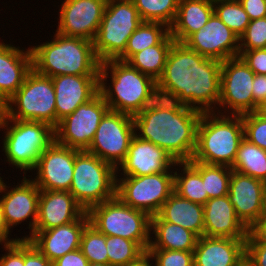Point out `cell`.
I'll return each mask as SVG.
<instances>
[{
	"mask_svg": "<svg viewBox=\"0 0 266 266\" xmlns=\"http://www.w3.org/2000/svg\"><path fill=\"white\" fill-rule=\"evenodd\" d=\"M175 42L170 33L158 44L135 53L127 62L156 82L161 77L168 53Z\"/></svg>",
	"mask_w": 266,
	"mask_h": 266,
	"instance_id": "obj_30",
	"label": "cell"
},
{
	"mask_svg": "<svg viewBox=\"0 0 266 266\" xmlns=\"http://www.w3.org/2000/svg\"><path fill=\"white\" fill-rule=\"evenodd\" d=\"M250 20L266 17V0H239Z\"/></svg>",
	"mask_w": 266,
	"mask_h": 266,
	"instance_id": "obj_48",
	"label": "cell"
},
{
	"mask_svg": "<svg viewBox=\"0 0 266 266\" xmlns=\"http://www.w3.org/2000/svg\"><path fill=\"white\" fill-rule=\"evenodd\" d=\"M152 261V262H151ZM151 262V263H150ZM153 260L149 258V256L146 254L140 261H138L135 264L129 265V266H154L152 265Z\"/></svg>",
	"mask_w": 266,
	"mask_h": 266,
	"instance_id": "obj_51",
	"label": "cell"
},
{
	"mask_svg": "<svg viewBox=\"0 0 266 266\" xmlns=\"http://www.w3.org/2000/svg\"><path fill=\"white\" fill-rule=\"evenodd\" d=\"M243 139L242 115L202 112L191 161L231 167Z\"/></svg>",
	"mask_w": 266,
	"mask_h": 266,
	"instance_id": "obj_5",
	"label": "cell"
},
{
	"mask_svg": "<svg viewBox=\"0 0 266 266\" xmlns=\"http://www.w3.org/2000/svg\"><path fill=\"white\" fill-rule=\"evenodd\" d=\"M175 163L176 161L165 150L152 142L134 136L125 160L119 165L120 168H117V174L121 170V176L162 173L174 168Z\"/></svg>",
	"mask_w": 266,
	"mask_h": 266,
	"instance_id": "obj_21",
	"label": "cell"
},
{
	"mask_svg": "<svg viewBox=\"0 0 266 266\" xmlns=\"http://www.w3.org/2000/svg\"><path fill=\"white\" fill-rule=\"evenodd\" d=\"M147 255L155 266H194L193 251L148 249Z\"/></svg>",
	"mask_w": 266,
	"mask_h": 266,
	"instance_id": "obj_41",
	"label": "cell"
},
{
	"mask_svg": "<svg viewBox=\"0 0 266 266\" xmlns=\"http://www.w3.org/2000/svg\"><path fill=\"white\" fill-rule=\"evenodd\" d=\"M89 223L106 236L137 242L146 252L151 240V217L123 203L117 196L87 211Z\"/></svg>",
	"mask_w": 266,
	"mask_h": 266,
	"instance_id": "obj_8",
	"label": "cell"
},
{
	"mask_svg": "<svg viewBox=\"0 0 266 266\" xmlns=\"http://www.w3.org/2000/svg\"><path fill=\"white\" fill-rule=\"evenodd\" d=\"M88 264L80 248L53 261V266H88Z\"/></svg>",
	"mask_w": 266,
	"mask_h": 266,
	"instance_id": "obj_47",
	"label": "cell"
},
{
	"mask_svg": "<svg viewBox=\"0 0 266 266\" xmlns=\"http://www.w3.org/2000/svg\"><path fill=\"white\" fill-rule=\"evenodd\" d=\"M85 212L69 191L40 190L38 219L34 231L69 224Z\"/></svg>",
	"mask_w": 266,
	"mask_h": 266,
	"instance_id": "obj_23",
	"label": "cell"
},
{
	"mask_svg": "<svg viewBox=\"0 0 266 266\" xmlns=\"http://www.w3.org/2000/svg\"><path fill=\"white\" fill-rule=\"evenodd\" d=\"M4 112V103L0 100V115Z\"/></svg>",
	"mask_w": 266,
	"mask_h": 266,
	"instance_id": "obj_55",
	"label": "cell"
},
{
	"mask_svg": "<svg viewBox=\"0 0 266 266\" xmlns=\"http://www.w3.org/2000/svg\"><path fill=\"white\" fill-rule=\"evenodd\" d=\"M252 87L253 112L257 107L266 101V75L255 74Z\"/></svg>",
	"mask_w": 266,
	"mask_h": 266,
	"instance_id": "obj_46",
	"label": "cell"
},
{
	"mask_svg": "<svg viewBox=\"0 0 266 266\" xmlns=\"http://www.w3.org/2000/svg\"><path fill=\"white\" fill-rule=\"evenodd\" d=\"M246 256V239L201 236L193 251L194 266H238Z\"/></svg>",
	"mask_w": 266,
	"mask_h": 266,
	"instance_id": "obj_25",
	"label": "cell"
},
{
	"mask_svg": "<svg viewBox=\"0 0 266 266\" xmlns=\"http://www.w3.org/2000/svg\"><path fill=\"white\" fill-rule=\"evenodd\" d=\"M80 249L89 263L108 264L106 235L90 223L83 230Z\"/></svg>",
	"mask_w": 266,
	"mask_h": 266,
	"instance_id": "obj_38",
	"label": "cell"
},
{
	"mask_svg": "<svg viewBox=\"0 0 266 266\" xmlns=\"http://www.w3.org/2000/svg\"><path fill=\"white\" fill-rule=\"evenodd\" d=\"M214 14L213 0H179L176 18L169 27L176 42L183 43Z\"/></svg>",
	"mask_w": 266,
	"mask_h": 266,
	"instance_id": "obj_27",
	"label": "cell"
},
{
	"mask_svg": "<svg viewBox=\"0 0 266 266\" xmlns=\"http://www.w3.org/2000/svg\"><path fill=\"white\" fill-rule=\"evenodd\" d=\"M3 134V148L8 165L27 171L36 167L44 150L55 141V128L44 122L22 121L0 115V131ZM26 171V173H25Z\"/></svg>",
	"mask_w": 266,
	"mask_h": 266,
	"instance_id": "obj_6",
	"label": "cell"
},
{
	"mask_svg": "<svg viewBox=\"0 0 266 266\" xmlns=\"http://www.w3.org/2000/svg\"><path fill=\"white\" fill-rule=\"evenodd\" d=\"M106 247L110 266H129L147 254L137 242L120 236H106Z\"/></svg>",
	"mask_w": 266,
	"mask_h": 266,
	"instance_id": "obj_35",
	"label": "cell"
},
{
	"mask_svg": "<svg viewBox=\"0 0 266 266\" xmlns=\"http://www.w3.org/2000/svg\"><path fill=\"white\" fill-rule=\"evenodd\" d=\"M88 266H110L109 264L89 263Z\"/></svg>",
	"mask_w": 266,
	"mask_h": 266,
	"instance_id": "obj_54",
	"label": "cell"
},
{
	"mask_svg": "<svg viewBox=\"0 0 266 266\" xmlns=\"http://www.w3.org/2000/svg\"><path fill=\"white\" fill-rule=\"evenodd\" d=\"M221 62L174 42L157 81L159 97L201 112L219 110Z\"/></svg>",
	"mask_w": 266,
	"mask_h": 266,
	"instance_id": "obj_1",
	"label": "cell"
},
{
	"mask_svg": "<svg viewBox=\"0 0 266 266\" xmlns=\"http://www.w3.org/2000/svg\"><path fill=\"white\" fill-rule=\"evenodd\" d=\"M108 110V104L98 92L91 100L81 104L59 122L55 128V141L62 146L80 151L87 150L102 117Z\"/></svg>",
	"mask_w": 266,
	"mask_h": 266,
	"instance_id": "obj_14",
	"label": "cell"
},
{
	"mask_svg": "<svg viewBox=\"0 0 266 266\" xmlns=\"http://www.w3.org/2000/svg\"><path fill=\"white\" fill-rule=\"evenodd\" d=\"M246 257L256 266H266V242L259 240L251 231L246 238Z\"/></svg>",
	"mask_w": 266,
	"mask_h": 266,
	"instance_id": "obj_42",
	"label": "cell"
},
{
	"mask_svg": "<svg viewBox=\"0 0 266 266\" xmlns=\"http://www.w3.org/2000/svg\"><path fill=\"white\" fill-rule=\"evenodd\" d=\"M89 223L87 212L78 220L48 230L34 231L28 239L51 262L80 248L81 236Z\"/></svg>",
	"mask_w": 266,
	"mask_h": 266,
	"instance_id": "obj_22",
	"label": "cell"
},
{
	"mask_svg": "<svg viewBox=\"0 0 266 266\" xmlns=\"http://www.w3.org/2000/svg\"><path fill=\"white\" fill-rule=\"evenodd\" d=\"M134 136L133 116L108 110L102 117L93 141L86 151L117 169L125 160Z\"/></svg>",
	"mask_w": 266,
	"mask_h": 266,
	"instance_id": "obj_12",
	"label": "cell"
},
{
	"mask_svg": "<svg viewBox=\"0 0 266 266\" xmlns=\"http://www.w3.org/2000/svg\"><path fill=\"white\" fill-rule=\"evenodd\" d=\"M150 234L154 238L151 235L148 249L194 251L199 238L180 225L163 221L158 215L151 217Z\"/></svg>",
	"mask_w": 266,
	"mask_h": 266,
	"instance_id": "obj_29",
	"label": "cell"
},
{
	"mask_svg": "<svg viewBox=\"0 0 266 266\" xmlns=\"http://www.w3.org/2000/svg\"><path fill=\"white\" fill-rule=\"evenodd\" d=\"M214 13L239 38L250 19L239 0H213Z\"/></svg>",
	"mask_w": 266,
	"mask_h": 266,
	"instance_id": "obj_37",
	"label": "cell"
},
{
	"mask_svg": "<svg viewBox=\"0 0 266 266\" xmlns=\"http://www.w3.org/2000/svg\"><path fill=\"white\" fill-rule=\"evenodd\" d=\"M56 96L51 77L32 69L17 92L4 103L3 116L57 127Z\"/></svg>",
	"mask_w": 266,
	"mask_h": 266,
	"instance_id": "obj_9",
	"label": "cell"
},
{
	"mask_svg": "<svg viewBox=\"0 0 266 266\" xmlns=\"http://www.w3.org/2000/svg\"><path fill=\"white\" fill-rule=\"evenodd\" d=\"M228 198L249 231L266 213V183L262 180L232 170Z\"/></svg>",
	"mask_w": 266,
	"mask_h": 266,
	"instance_id": "obj_16",
	"label": "cell"
},
{
	"mask_svg": "<svg viewBox=\"0 0 266 266\" xmlns=\"http://www.w3.org/2000/svg\"><path fill=\"white\" fill-rule=\"evenodd\" d=\"M183 43L198 54L220 62L239 56V37L215 13Z\"/></svg>",
	"mask_w": 266,
	"mask_h": 266,
	"instance_id": "obj_19",
	"label": "cell"
},
{
	"mask_svg": "<svg viewBox=\"0 0 266 266\" xmlns=\"http://www.w3.org/2000/svg\"><path fill=\"white\" fill-rule=\"evenodd\" d=\"M51 79L56 96L57 126L99 92V75H57Z\"/></svg>",
	"mask_w": 266,
	"mask_h": 266,
	"instance_id": "obj_20",
	"label": "cell"
},
{
	"mask_svg": "<svg viewBox=\"0 0 266 266\" xmlns=\"http://www.w3.org/2000/svg\"><path fill=\"white\" fill-rule=\"evenodd\" d=\"M169 33L170 29L164 23L142 21L129 37L126 49L118 60L127 62L135 53L158 45Z\"/></svg>",
	"mask_w": 266,
	"mask_h": 266,
	"instance_id": "obj_32",
	"label": "cell"
},
{
	"mask_svg": "<svg viewBox=\"0 0 266 266\" xmlns=\"http://www.w3.org/2000/svg\"><path fill=\"white\" fill-rule=\"evenodd\" d=\"M157 215L163 221L180 225L198 237L204 235L203 205L184 199L176 192L164 202Z\"/></svg>",
	"mask_w": 266,
	"mask_h": 266,
	"instance_id": "obj_28",
	"label": "cell"
},
{
	"mask_svg": "<svg viewBox=\"0 0 266 266\" xmlns=\"http://www.w3.org/2000/svg\"><path fill=\"white\" fill-rule=\"evenodd\" d=\"M107 0H64L59 8L56 32L94 41Z\"/></svg>",
	"mask_w": 266,
	"mask_h": 266,
	"instance_id": "obj_18",
	"label": "cell"
},
{
	"mask_svg": "<svg viewBox=\"0 0 266 266\" xmlns=\"http://www.w3.org/2000/svg\"><path fill=\"white\" fill-rule=\"evenodd\" d=\"M201 175L205 191L210 199L229 193L232 169L225 165H209L197 161H188Z\"/></svg>",
	"mask_w": 266,
	"mask_h": 266,
	"instance_id": "obj_34",
	"label": "cell"
},
{
	"mask_svg": "<svg viewBox=\"0 0 266 266\" xmlns=\"http://www.w3.org/2000/svg\"><path fill=\"white\" fill-rule=\"evenodd\" d=\"M117 169L86 150L75 156L69 192L87 212L95 205L116 196Z\"/></svg>",
	"mask_w": 266,
	"mask_h": 266,
	"instance_id": "obj_7",
	"label": "cell"
},
{
	"mask_svg": "<svg viewBox=\"0 0 266 266\" xmlns=\"http://www.w3.org/2000/svg\"><path fill=\"white\" fill-rule=\"evenodd\" d=\"M266 48V17L250 20L239 38V51Z\"/></svg>",
	"mask_w": 266,
	"mask_h": 266,
	"instance_id": "obj_39",
	"label": "cell"
},
{
	"mask_svg": "<svg viewBox=\"0 0 266 266\" xmlns=\"http://www.w3.org/2000/svg\"><path fill=\"white\" fill-rule=\"evenodd\" d=\"M239 56L255 74L266 75V48L239 51Z\"/></svg>",
	"mask_w": 266,
	"mask_h": 266,
	"instance_id": "obj_44",
	"label": "cell"
},
{
	"mask_svg": "<svg viewBox=\"0 0 266 266\" xmlns=\"http://www.w3.org/2000/svg\"><path fill=\"white\" fill-rule=\"evenodd\" d=\"M173 192V169L145 176L116 178V196L123 203L146 212L150 217L158 214L164 202Z\"/></svg>",
	"mask_w": 266,
	"mask_h": 266,
	"instance_id": "obj_11",
	"label": "cell"
},
{
	"mask_svg": "<svg viewBox=\"0 0 266 266\" xmlns=\"http://www.w3.org/2000/svg\"><path fill=\"white\" fill-rule=\"evenodd\" d=\"M142 21L161 22L170 27L177 15L179 0H133Z\"/></svg>",
	"mask_w": 266,
	"mask_h": 266,
	"instance_id": "obj_36",
	"label": "cell"
},
{
	"mask_svg": "<svg viewBox=\"0 0 266 266\" xmlns=\"http://www.w3.org/2000/svg\"><path fill=\"white\" fill-rule=\"evenodd\" d=\"M53 40L30 47L33 69L44 76L99 75L93 42L55 33Z\"/></svg>",
	"mask_w": 266,
	"mask_h": 266,
	"instance_id": "obj_4",
	"label": "cell"
},
{
	"mask_svg": "<svg viewBox=\"0 0 266 266\" xmlns=\"http://www.w3.org/2000/svg\"><path fill=\"white\" fill-rule=\"evenodd\" d=\"M24 266H53L28 239H24Z\"/></svg>",
	"mask_w": 266,
	"mask_h": 266,
	"instance_id": "obj_45",
	"label": "cell"
},
{
	"mask_svg": "<svg viewBox=\"0 0 266 266\" xmlns=\"http://www.w3.org/2000/svg\"><path fill=\"white\" fill-rule=\"evenodd\" d=\"M238 266H256L250 259L246 256L239 262Z\"/></svg>",
	"mask_w": 266,
	"mask_h": 266,
	"instance_id": "obj_53",
	"label": "cell"
},
{
	"mask_svg": "<svg viewBox=\"0 0 266 266\" xmlns=\"http://www.w3.org/2000/svg\"><path fill=\"white\" fill-rule=\"evenodd\" d=\"M110 73V74H109ZM110 76V84L107 78ZM108 85V86H107ZM99 92L109 110L136 115L149 106L157 97V82L118 59L101 63Z\"/></svg>",
	"mask_w": 266,
	"mask_h": 266,
	"instance_id": "obj_3",
	"label": "cell"
},
{
	"mask_svg": "<svg viewBox=\"0 0 266 266\" xmlns=\"http://www.w3.org/2000/svg\"><path fill=\"white\" fill-rule=\"evenodd\" d=\"M141 23L133 0H107L93 41L99 61L118 59L124 53L129 37Z\"/></svg>",
	"mask_w": 266,
	"mask_h": 266,
	"instance_id": "obj_10",
	"label": "cell"
},
{
	"mask_svg": "<svg viewBox=\"0 0 266 266\" xmlns=\"http://www.w3.org/2000/svg\"><path fill=\"white\" fill-rule=\"evenodd\" d=\"M174 167L173 169L178 170L174 171V192L193 203L204 205L210 198L200 173L188 161L176 162Z\"/></svg>",
	"mask_w": 266,
	"mask_h": 266,
	"instance_id": "obj_31",
	"label": "cell"
},
{
	"mask_svg": "<svg viewBox=\"0 0 266 266\" xmlns=\"http://www.w3.org/2000/svg\"><path fill=\"white\" fill-rule=\"evenodd\" d=\"M201 115L197 109L158 96L133 116L135 136L154 143L176 162L191 161Z\"/></svg>",
	"mask_w": 266,
	"mask_h": 266,
	"instance_id": "obj_2",
	"label": "cell"
},
{
	"mask_svg": "<svg viewBox=\"0 0 266 266\" xmlns=\"http://www.w3.org/2000/svg\"><path fill=\"white\" fill-rule=\"evenodd\" d=\"M9 187L11 186L3 183L0 190V193L4 194H1L2 197L0 195V205L5 223L12 230V227L29 220L28 228L31 231L21 238L29 239L33 235L38 219L40 189L30 178H26V175L23 176L21 183H17L11 189Z\"/></svg>",
	"mask_w": 266,
	"mask_h": 266,
	"instance_id": "obj_15",
	"label": "cell"
},
{
	"mask_svg": "<svg viewBox=\"0 0 266 266\" xmlns=\"http://www.w3.org/2000/svg\"><path fill=\"white\" fill-rule=\"evenodd\" d=\"M232 170L266 183V150L248 142H240Z\"/></svg>",
	"mask_w": 266,
	"mask_h": 266,
	"instance_id": "obj_33",
	"label": "cell"
},
{
	"mask_svg": "<svg viewBox=\"0 0 266 266\" xmlns=\"http://www.w3.org/2000/svg\"><path fill=\"white\" fill-rule=\"evenodd\" d=\"M255 112L266 120V101L261 103Z\"/></svg>",
	"mask_w": 266,
	"mask_h": 266,
	"instance_id": "obj_52",
	"label": "cell"
},
{
	"mask_svg": "<svg viewBox=\"0 0 266 266\" xmlns=\"http://www.w3.org/2000/svg\"><path fill=\"white\" fill-rule=\"evenodd\" d=\"M33 69L30 48L24 50L0 42V100L5 103L22 86Z\"/></svg>",
	"mask_w": 266,
	"mask_h": 266,
	"instance_id": "obj_26",
	"label": "cell"
},
{
	"mask_svg": "<svg viewBox=\"0 0 266 266\" xmlns=\"http://www.w3.org/2000/svg\"><path fill=\"white\" fill-rule=\"evenodd\" d=\"M80 150L62 146L54 141L40 155L34 179L40 190L69 191L73 180L75 156Z\"/></svg>",
	"mask_w": 266,
	"mask_h": 266,
	"instance_id": "obj_17",
	"label": "cell"
},
{
	"mask_svg": "<svg viewBox=\"0 0 266 266\" xmlns=\"http://www.w3.org/2000/svg\"><path fill=\"white\" fill-rule=\"evenodd\" d=\"M5 254L0 257V266H24V239L4 245Z\"/></svg>",
	"mask_w": 266,
	"mask_h": 266,
	"instance_id": "obj_43",
	"label": "cell"
},
{
	"mask_svg": "<svg viewBox=\"0 0 266 266\" xmlns=\"http://www.w3.org/2000/svg\"><path fill=\"white\" fill-rule=\"evenodd\" d=\"M244 138L266 150V120L256 112L242 115Z\"/></svg>",
	"mask_w": 266,
	"mask_h": 266,
	"instance_id": "obj_40",
	"label": "cell"
},
{
	"mask_svg": "<svg viewBox=\"0 0 266 266\" xmlns=\"http://www.w3.org/2000/svg\"><path fill=\"white\" fill-rule=\"evenodd\" d=\"M11 230L5 223L4 215L2 213V208L0 205V245H8L18 241L20 238H10Z\"/></svg>",
	"mask_w": 266,
	"mask_h": 266,
	"instance_id": "obj_49",
	"label": "cell"
},
{
	"mask_svg": "<svg viewBox=\"0 0 266 266\" xmlns=\"http://www.w3.org/2000/svg\"><path fill=\"white\" fill-rule=\"evenodd\" d=\"M259 240L266 242V215L250 230Z\"/></svg>",
	"mask_w": 266,
	"mask_h": 266,
	"instance_id": "obj_50",
	"label": "cell"
},
{
	"mask_svg": "<svg viewBox=\"0 0 266 266\" xmlns=\"http://www.w3.org/2000/svg\"><path fill=\"white\" fill-rule=\"evenodd\" d=\"M254 77L255 73L240 56L221 62V84L218 106L220 109H225L216 110V113L223 115L224 113L225 115L252 113V83Z\"/></svg>",
	"mask_w": 266,
	"mask_h": 266,
	"instance_id": "obj_13",
	"label": "cell"
},
{
	"mask_svg": "<svg viewBox=\"0 0 266 266\" xmlns=\"http://www.w3.org/2000/svg\"><path fill=\"white\" fill-rule=\"evenodd\" d=\"M3 178L0 176V190H1V188H2V186H3V183H4V180H2Z\"/></svg>",
	"mask_w": 266,
	"mask_h": 266,
	"instance_id": "obj_56",
	"label": "cell"
},
{
	"mask_svg": "<svg viewBox=\"0 0 266 266\" xmlns=\"http://www.w3.org/2000/svg\"><path fill=\"white\" fill-rule=\"evenodd\" d=\"M204 236L246 239L249 230L237 218L228 195L209 199L204 205Z\"/></svg>",
	"mask_w": 266,
	"mask_h": 266,
	"instance_id": "obj_24",
	"label": "cell"
}]
</instances>
